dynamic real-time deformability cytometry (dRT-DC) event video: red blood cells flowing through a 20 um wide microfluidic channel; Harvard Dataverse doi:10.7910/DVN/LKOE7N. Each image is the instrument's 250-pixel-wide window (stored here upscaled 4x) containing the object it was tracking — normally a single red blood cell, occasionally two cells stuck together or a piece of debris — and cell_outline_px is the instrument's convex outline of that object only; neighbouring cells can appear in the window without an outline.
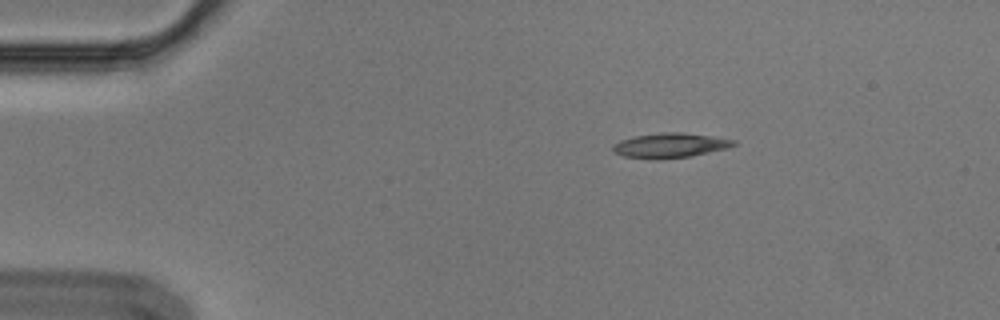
{"species": "Egyptian fruit bat (a non-hibernating species)", "species_latin": "Rousettus aegyptiacus", "temperature_condition": "cold", "stored_images_in_passage": 2, "camera_frame_rate_fps": 3000, "um_per_image_px": 0.085, "animal": {"sex": "male"}, "frame": {"image": 1, "passage_image": 2, "time_ms": 0.333, "image_size_px": [1000, 320], "cell_outline_px": [[736, 144], [728, 148], [692, 156], [664, 160], [652, 160], [624, 156], [612, 152], [612, 144], [620, 140], [632, 136], [664, 132], [680, 132], [712, 136], [736, 140]], "centroid_in_image_um": [56.92, 12.37], "position_along_channel_um": 28.1, "area_um2": 17.8}}